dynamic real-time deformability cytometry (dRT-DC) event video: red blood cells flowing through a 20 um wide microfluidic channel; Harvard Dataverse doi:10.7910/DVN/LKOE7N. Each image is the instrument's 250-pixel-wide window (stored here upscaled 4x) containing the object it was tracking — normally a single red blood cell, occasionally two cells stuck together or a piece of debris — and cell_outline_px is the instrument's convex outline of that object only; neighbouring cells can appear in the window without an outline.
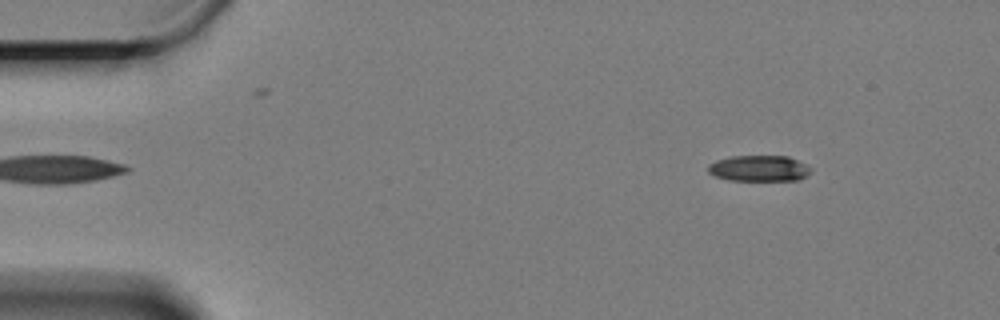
{"species": "Egyptian fruit bat (a non-hibernating species)", "species_latin": "Rousettus aegyptiacus", "temperature_condition": "cold", "stored_images_in_passage": 58, "camera_frame_rate_fps": 3000, "um_per_image_px": 0.085, "animal": {"sex": "female"}, "frame": {"image": 1, "passage_image": 5, "time_ms": 1.333, "image_size_px": [1000, 320], "cell_outline_px": [[812, 172], [800, 180], [728, 180], [716, 176], [708, 172], [708, 164], [716, 160], [732, 156], [788, 156], [812, 168]], "centroid_in_image_um": [64.53, 14.31], "position_along_channel_um": 20.5, "area_um2": 15.55}}
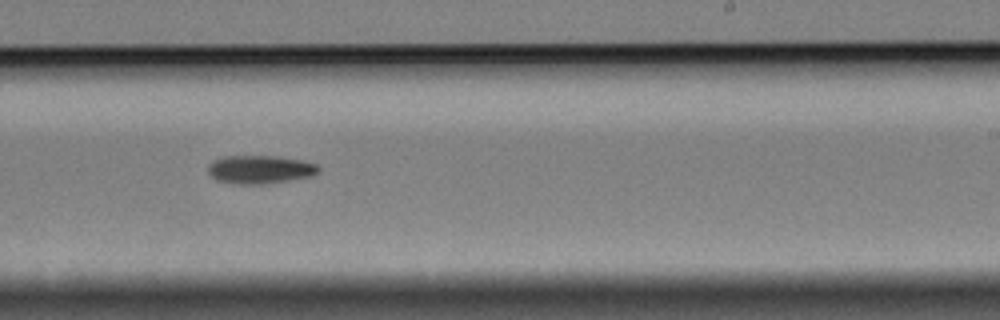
{"frame": {"image": 2, "passage_image": 35, "time_ms": 11.333, "image_size_px": [1000, 320], "cell_outline_px": [[320, 168], [312, 176], [268, 184], [240, 184], [216, 180], [208, 172], [208, 164], [212, 160], [224, 156], [276, 156], [300, 160], [316, 164]], "centroid_in_image_um": [22.07, 14.4], "position_along_channel_um": 266.9, "area_um2": 18.21}}
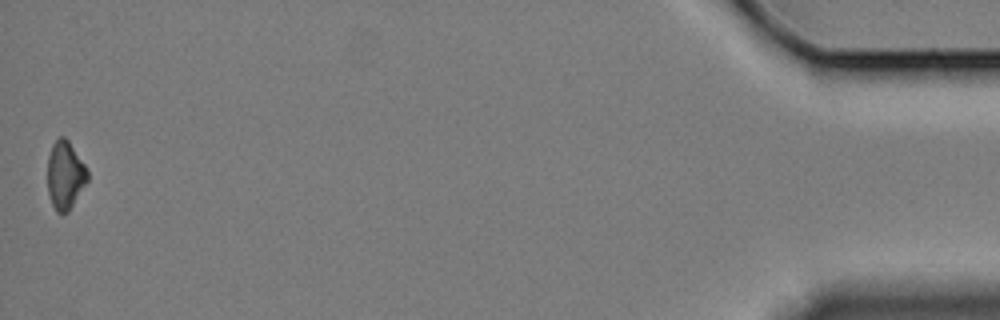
{"frame": {"image": 3, "passage_image": 58, "time_ms": 19.0, "image_size_px": [1000, 320], "cell_outline_px": [[88, 180], [68, 212], [56, 212], [52, 204], [48, 192], [48, 156], [52, 144], [60, 136], [64, 136], [68, 140], [84, 164], [88, 172]], "centroid_in_image_um": [5.53, 14.88], "position_along_channel_um": 429.7, "area_um2": 15.66}, "authors_computed_cell_mechanics": {"area_um2": 16.762, "velocity_mm_per_s": 3.2988, "shape_relaxation_time_tau1_ms": 2.2975, "shape_relaxation_time_tau2_ms": null, "deformation_change_tau1": 0.1299, "deformation_change_tau2": null}}